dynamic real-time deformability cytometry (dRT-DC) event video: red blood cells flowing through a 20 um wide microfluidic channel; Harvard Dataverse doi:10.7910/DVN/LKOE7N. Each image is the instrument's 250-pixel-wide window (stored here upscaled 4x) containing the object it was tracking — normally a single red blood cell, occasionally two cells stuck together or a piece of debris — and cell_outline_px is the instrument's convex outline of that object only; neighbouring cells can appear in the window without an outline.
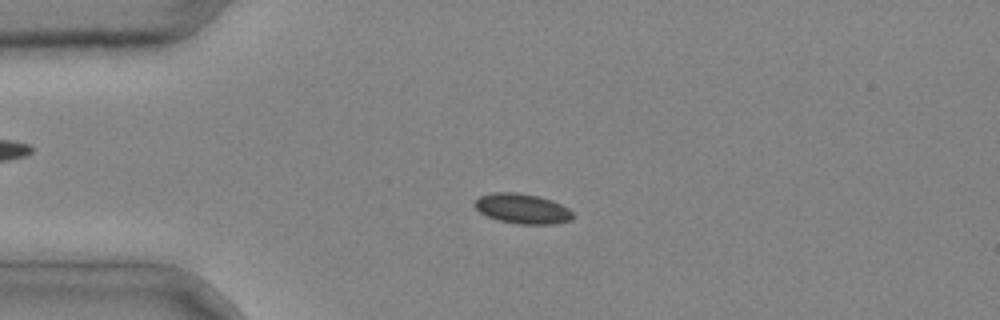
{"species": "common noctule bat (a hibernating species)", "species_latin": "Nyctalus noctula", "temperature_condition": "cold", "stored_images_in_passage": 4, "camera_frame_rate_fps": 3000, "um_per_image_px": 0.085, "animal": {"sex": "male", "body_mass_g": 20.4}, "frame": {"image": 1, "passage_image": 3, "time_ms": 0.667, "image_size_px": [1000, 320], "cell_outline_px": [[576, 216], [572, 220], [556, 224], [520, 224], [500, 220], [488, 216], [480, 212], [472, 204], [480, 196], [492, 192], [516, 192], [540, 196], [552, 200], [568, 208]], "centroid_in_image_um": [44.43, 17.73], "position_along_channel_um": 40.6, "area_um2": 17.28}}